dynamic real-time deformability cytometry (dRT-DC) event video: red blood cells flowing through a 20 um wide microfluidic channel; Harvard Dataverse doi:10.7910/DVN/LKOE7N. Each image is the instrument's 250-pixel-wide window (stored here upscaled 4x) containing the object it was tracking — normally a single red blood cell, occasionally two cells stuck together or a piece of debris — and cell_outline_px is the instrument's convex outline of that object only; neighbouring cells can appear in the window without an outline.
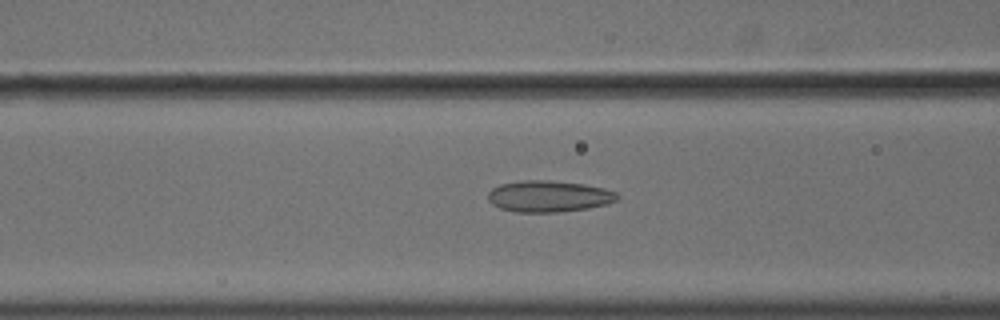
{"species": "common noctule bat (a hibernating species)", "species_latin": "Nyctalus noctula", "temperature_condition": "cold", "stored_images_in_passage": 57, "camera_frame_rate_fps": 3000, "um_per_image_px": 0.085, "animal": {"sex": "male", "body_mass_g": 18.8}, "frame": {"image": 1, "passage_image": 24, "time_ms": 7.667, "image_size_px": [1000, 320], "cell_outline_px": [[620, 196], [616, 200], [608, 204], [588, 208], [560, 212], [516, 212], [500, 208], [492, 204], [488, 200], [488, 192], [492, 188], [500, 184], [520, 180], [552, 180], [584, 184], [604, 188], [616, 192]], "centroid_in_image_um": [46.64, 16.68], "position_along_channel_um": 120.0, "area_um2": 23.87}}
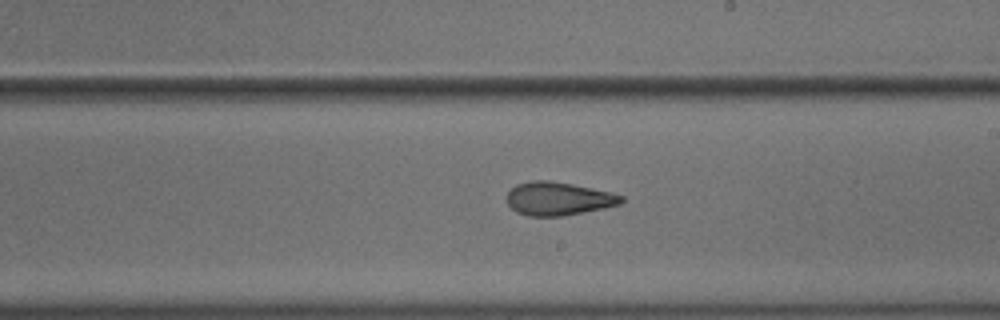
{"frame": {"image": 2, "passage_image": 34, "time_ms": 11.0, "image_size_px": [1000, 320], "cell_outline_px": [[624, 200], [620, 204], [604, 208], [560, 216], [528, 216], [516, 212], [508, 204], [508, 192], [516, 184], [532, 180], [548, 180], [572, 184], [608, 192], [624, 196]], "centroid_in_image_um": [47.44, 16.88], "position_along_channel_um": 241.6, "area_um2": 21.96}}
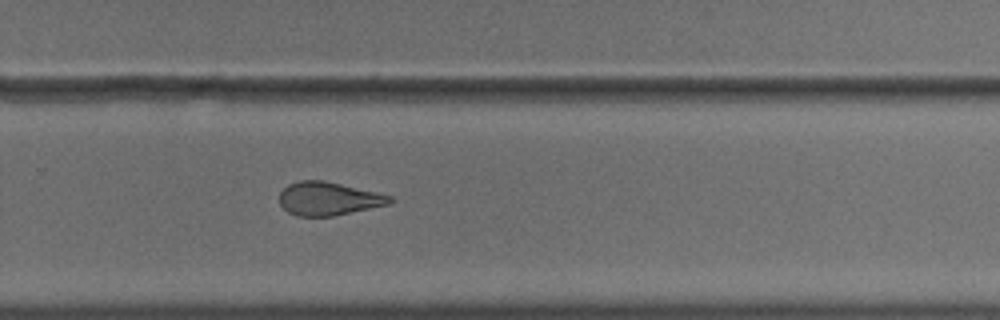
{"frame": {"image": 3, "passage_image": 39, "time_ms": 12.667, "image_size_px": [1000, 320], "cell_outline_px": [[392, 200], [388, 204], [332, 216], [296, 216], [288, 212], [280, 204], [280, 192], [288, 184], [300, 180], [324, 180], [376, 192], [392, 196]], "centroid_in_image_um": [27.88, 16.88], "position_along_channel_um": 301.9, "area_um2": 21.21}, "authors_computed_cell_mechanics": {"area_um2": 24.276, "velocity_mm_per_s": 3.6362, "shape_relaxation_time_tau1_ms": null, "shape_relaxation_time_tau2_ms": 2.0765, "deformation_change_tau1": null, "deformation_change_tau2": 0.0965}}